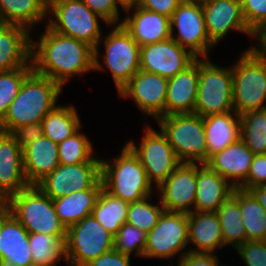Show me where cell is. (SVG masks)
I'll return each instance as SVG.
<instances>
[{"mask_svg": "<svg viewBox=\"0 0 266 266\" xmlns=\"http://www.w3.org/2000/svg\"><path fill=\"white\" fill-rule=\"evenodd\" d=\"M196 185L197 163H181L155 191L164 210L190 213L194 211Z\"/></svg>", "mask_w": 266, "mask_h": 266, "instance_id": "e0dca14e", "label": "cell"}, {"mask_svg": "<svg viewBox=\"0 0 266 266\" xmlns=\"http://www.w3.org/2000/svg\"><path fill=\"white\" fill-rule=\"evenodd\" d=\"M188 245L191 252L216 253L223 250L221 225L216 212L188 213Z\"/></svg>", "mask_w": 266, "mask_h": 266, "instance_id": "cb8c5ba5", "label": "cell"}, {"mask_svg": "<svg viewBox=\"0 0 266 266\" xmlns=\"http://www.w3.org/2000/svg\"><path fill=\"white\" fill-rule=\"evenodd\" d=\"M32 70L30 62L23 67L0 72V121L5 117L10 104L18 95L24 79Z\"/></svg>", "mask_w": 266, "mask_h": 266, "instance_id": "f35d334b", "label": "cell"}, {"mask_svg": "<svg viewBox=\"0 0 266 266\" xmlns=\"http://www.w3.org/2000/svg\"><path fill=\"white\" fill-rule=\"evenodd\" d=\"M234 187L207 164L197 163L194 211L216 212L234 191Z\"/></svg>", "mask_w": 266, "mask_h": 266, "instance_id": "d4e9b609", "label": "cell"}, {"mask_svg": "<svg viewBox=\"0 0 266 266\" xmlns=\"http://www.w3.org/2000/svg\"><path fill=\"white\" fill-rule=\"evenodd\" d=\"M197 57L171 37L140 47V69L167 79L190 66Z\"/></svg>", "mask_w": 266, "mask_h": 266, "instance_id": "2e32d148", "label": "cell"}, {"mask_svg": "<svg viewBox=\"0 0 266 266\" xmlns=\"http://www.w3.org/2000/svg\"><path fill=\"white\" fill-rule=\"evenodd\" d=\"M241 6L248 28L255 33L266 23V0H241Z\"/></svg>", "mask_w": 266, "mask_h": 266, "instance_id": "60d3db41", "label": "cell"}, {"mask_svg": "<svg viewBox=\"0 0 266 266\" xmlns=\"http://www.w3.org/2000/svg\"><path fill=\"white\" fill-rule=\"evenodd\" d=\"M82 127L71 137L58 144L59 162L61 165L79 164L83 162H101L96 157L93 142L81 132Z\"/></svg>", "mask_w": 266, "mask_h": 266, "instance_id": "8d00e7d4", "label": "cell"}, {"mask_svg": "<svg viewBox=\"0 0 266 266\" xmlns=\"http://www.w3.org/2000/svg\"><path fill=\"white\" fill-rule=\"evenodd\" d=\"M255 186H266V154L254 155L248 177L240 189L248 191Z\"/></svg>", "mask_w": 266, "mask_h": 266, "instance_id": "ee69618b", "label": "cell"}, {"mask_svg": "<svg viewBox=\"0 0 266 266\" xmlns=\"http://www.w3.org/2000/svg\"><path fill=\"white\" fill-rule=\"evenodd\" d=\"M94 13L99 15L108 25H119L122 16L115 0H81Z\"/></svg>", "mask_w": 266, "mask_h": 266, "instance_id": "7bdbcfd3", "label": "cell"}, {"mask_svg": "<svg viewBox=\"0 0 266 266\" xmlns=\"http://www.w3.org/2000/svg\"><path fill=\"white\" fill-rule=\"evenodd\" d=\"M22 150L24 172L29 185H36L60 165L58 144L44 135Z\"/></svg>", "mask_w": 266, "mask_h": 266, "instance_id": "4316f807", "label": "cell"}, {"mask_svg": "<svg viewBox=\"0 0 266 266\" xmlns=\"http://www.w3.org/2000/svg\"><path fill=\"white\" fill-rule=\"evenodd\" d=\"M144 127L139 144L129 139L126 144L139 157L149 181L157 188L181 162L160 128L157 131L148 123Z\"/></svg>", "mask_w": 266, "mask_h": 266, "instance_id": "30bf717a", "label": "cell"}, {"mask_svg": "<svg viewBox=\"0 0 266 266\" xmlns=\"http://www.w3.org/2000/svg\"><path fill=\"white\" fill-rule=\"evenodd\" d=\"M47 19L46 25L51 30L83 41L94 49L103 36L100 24L109 27L81 0H47Z\"/></svg>", "mask_w": 266, "mask_h": 266, "instance_id": "52a82bcc", "label": "cell"}, {"mask_svg": "<svg viewBox=\"0 0 266 266\" xmlns=\"http://www.w3.org/2000/svg\"><path fill=\"white\" fill-rule=\"evenodd\" d=\"M29 245L34 266H55L61 259L67 264L66 241L57 236L29 233Z\"/></svg>", "mask_w": 266, "mask_h": 266, "instance_id": "e575fe53", "label": "cell"}, {"mask_svg": "<svg viewBox=\"0 0 266 266\" xmlns=\"http://www.w3.org/2000/svg\"><path fill=\"white\" fill-rule=\"evenodd\" d=\"M126 13L121 25L140 47L171 37L170 18L167 16L140 6Z\"/></svg>", "mask_w": 266, "mask_h": 266, "instance_id": "ffe728a7", "label": "cell"}, {"mask_svg": "<svg viewBox=\"0 0 266 266\" xmlns=\"http://www.w3.org/2000/svg\"><path fill=\"white\" fill-rule=\"evenodd\" d=\"M170 29L171 38L197 58H209L210 50L215 48L208 36L199 1L183 0L170 18Z\"/></svg>", "mask_w": 266, "mask_h": 266, "instance_id": "4fadbf2b", "label": "cell"}, {"mask_svg": "<svg viewBox=\"0 0 266 266\" xmlns=\"http://www.w3.org/2000/svg\"><path fill=\"white\" fill-rule=\"evenodd\" d=\"M203 123L207 143V162L212 155L240 139L241 120L234 111L204 117Z\"/></svg>", "mask_w": 266, "mask_h": 266, "instance_id": "83f0119b", "label": "cell"}, {"mask_svg": "<svg viewBox=\"0 0 266 266\" xmlns=\"http://www.w3.org/2000/svg\"><path fill=\"white\" fill-rule=\"evenodd\" d=\"M16 140V143L23 149L28 144L37 141L43 134L42 123H30L26 126H20L10 133Z\"/></svg>", "mask_w": 266, "mask_h": 266, "instance_id": "bcb514c9", "label": "cell"}, {"mask_svg": "<svg viewBox=\"0 0 266 266\" xmlns=\"http://www.w3.org/2000/svg\"><path fill=\"white\" fill-rule=\"evenodd\" d=\"M109 27L111 31L103 33L94 49V71L108 70L119 92L140 70V46L121 24Z\"/></svg>", "mask_w": 266, "mask_h": 266, "instance_id": "277c9868", "label": "cell"}, {"mask_svg": "<svg viewBox=\"0 0 266 266\" xmlns=\"http://www.w3.org/2000/svg\"><path fill=\"white\" fill-rule=\"evenodd\" d=\"M101 180V162L59 165L36 186L52 200L93 188Z\"/></svg>", "mask_w": 266, "mask_h": 266, "instance_id": "5bb4252c", "label": "cell"}, {"mask_svg": "<svg viewBox=\"0 0 266 266\" xmlns=\"http://www.w3.org/2000/svg\"><path fill=\"white\" fill-rule=\"evenodd\" d=\"M114 236L90 214L67 229V266H86L114 249Z\"/></svg>", "mask_w": 266, "mask_h": 266, "instance_id": "8fae6325", "label": "cell"}, {"mask_svg": "<svg viewBox=\"0 0 266 266\" xmlns=\"http://www.w3.org/2000/svg\"><path fill=\"white\" fill-rule=\"evenodd\" d=\"M231 67L234 112L240 116L266 108V58L249 46Z\"/></svg>", "mask_w": 266, "mask_h": 266, "instance_id": "8992f818", "label": "cell"}, {"mask_svg": "<svg viewBox=\"0 0 266 266\" xmlns=\"http://www.w3.org/2000/svg\"><path fill=\"white\" fill-rule=\"evenodd\" d=\"M11 214L29 233L57 236L66 241L67 229L56 214L53 201L36 185H30L5 201Z\"/></svg>", "mask_w": 266, "mask_h": 266, "instance_id": "5b68a950", "label": "cell"}, {"mask_svg": "<svg viewBox=\"0 0 266 266\" xmlns=\"http://www.w3.org/2000/svg\"><path fill=\"white\" fill-rule=\"evenodd\" d=\"M156 123L181 163H207L203 117L197 113H176L162 116Z\"/></svg>", "mask_w": 266, "mask_h": 266, "instance_id": "ba28073f", "label": "cell"}, {"mask_svg": "<svg viewBox=\"0 0 266 266\" xmlns=\"http://www.w3.org/2000/svg\"><path fill=\"white\" fill-rule=\"evenodd\" d=\"M131 256L122 254L115 249L103 253L86 266H132Z\"/></svg>", "mask_w": 266, "mask_h": 266, "instance_id": "7dc6e473", "label": "cell"}, {"mask_svg": "<svg viewBox=\"0 0 266 266\" xmlns=\"http://www.w3.org/2000/svg\"><path fill=\"white\" fill-rule=\"evenodd\" d=\"M188 251V213L164 210L156 226L147 233L144 259L168 261L177 255L179 260Z\"/></svg>", "mask_w": 266, "mask_h": 266, "instance_id": "7c38bea8", "label": "cell"}, {"mask_svg": "<svg viewBox=\"0 0 266 266\" xmlns=\"http://www.w3.org/2000/svg\"><path fill=\"white\" fill-rule=\"evenodd\" d=\"M0 261L5 266H34L29 232L12 214L0 230Z\"/></svg>", "mask_w": 266, "mask_h": 266, "instance_id": "603a6c76", "label": "cell"}, {"mask_svg": "<svg viewBox=\"0 0 266 266\" xmlns=\"http://www.w3.org/2000/svg\"><path fill=\"white\" fill-rule=\"evenodd\" d=\"M150 195L143 200L135 201L129 204L126 222L134 225L146 233L150 232L158 223V220L164 211L160 200L157 197L158 204L151 202Z\"/></svg>", "mask_w": 266, "mask_h": 266, "instance_id": "74e56055", "label": "cell"}, {"mask_svg": "<svg viewBox=\"0 0 266 266\" xmlns=\"http://www.w3.org/2000/svg\"><path fill=\"white\" fill-rule=\"evenodd\" d=\"M253 157L251 150L239 139L212 155L206 164L234 188H240L248 177Z\"/></svg>", "mask_w": 266, "mask_h": 266, "instance_id": "44dd1931", "label": "cell"}, {"mask_svg": "<svg viewBox=\"0 0 266 266\" xmlns=\"http://www.w3.org/2000/svg\"><path fill=\"white\" fill-rule=\"evenodd\" d=\"M11 215L10 208L5 201H0V230L3 222Z\"/></svg>", "mask_w": 266, "mask_h": 266, "instance_id": "f5cc1de1", "label": "cell"}, {"mask_svg": "<svg viewBox=\"0 0 266 266\" xmlns=\"http://www.w3.org/2000/svg\"><path fill=\"white\" fill-rule=\"evenodd\" d=\"M29 186L22 148L10 133L0 131V201H6Z\"/></svg>", "mask_w": 266, "mask_h": 266, "instance_id": "d6986e66", "label": "cell"}, {"mask_svg": "<svg viewBox=\"0 0 266 266\" xmlns=\"http://www.w3.org/2000/svg\"><path fill=\"white\" fill-rule=\"evenodd\" d=\"M44 136L59 144L82 127L78 110L72 104L58 105L41 121Z\"/></svg>", "mask_w": 266, "mask_h": 266, "instance_id": "4dcf8cb0", "label": "cell"}, {"mask_svg": "<svg viewBox=\"0 0 266 266\" xmlns=\"http://www.w3.org/2000/svg\"><path fill=\"white\" fill-rule=\"evenodd\" d=\"M5 25V22L2 19L1 13H0V29Z\"/></svg>", "mask_w": 266, "mask_h": 266, "instance_id": "db71d44e", "label": "cell"}, {"mask_svg": "<svg viewBox=\"0 0 266 266\" xmlns=\"http://www.w3.org/2000/svg\"><path fill=\"white\" fill-rule=\"evenodd\" d=\"M255 46L251 48L261 57L266 58V23L254 33Z\"/></svg>", "mask_w": 266, "mask_h": 266, "instance_id": "681fc988", "label": "cell"}, {"mask_svg": "<svg viewBox=\"0 0 266 266\" xmlns=\"http://www.w3.org/2000/svg\"><path fill=\"white\" fill-rule=\"evenodd\" d=\"M266 212V186H255L248 190Z\"/></svg>", "mask_w": 266, "mask_h": 266, "instance_id": "f907efd6", "label": "cell"}, {"mask_svg": "<svg viewBox=\"0 0 266 266\" xmlns=\"http://www.w3.org/2000/svg\"><path fill=\"white\" fill-rule=\"evenodd\" d=\"M216 213L221 225L224 247L231 246L236 249L247 242L240 203L233 195L219 206Z\"/></svg>", "mask_w": 266, "mask_h": 266, "instance_id": "836d02e7", "label": "cell"}, {"mask_svg": "<svg viewBox=\"0 0 266 266\" xmlns=\"http://www.w3.org/2000/svg\"><path fill=\"white\" fill-rule=\"evenodd\" d=\"M195 1H199L202 4V3L211 2V1H214V0H195Z\"/></svg>", "mask_w": 266, "mask_h": 266, "instance_id": "11a10c76", "label": "cell"}, {"mask_svg": "<svg viewBox=\"0 0 266 266\" xmlns=\"http://www.w3.org/2000/svg\"><path fill=\"white\" fill-rule=\"evenodd\" d=\"M183 0H142L140 7L171 18Z\"/></svg>", "mask_w": 266, "mask_h": 266, "instance_id": "c3c4849f", "label": "cell"}, {"mask_svg": "<svg viewBox=\"0 0 266 266\" xmlns=\"http://www.w3.org/2000/svg\"><path fill=\"white\" fill-rule=\"evenodd\" d=\"M240 139L254 155L266 154V108L240 115Z\"/></svg>", "mask_w": 266, "mask_h": 266, "instance_id": "d590c367", "label": "cell"}, {"mask_svg": "<svg viewBox=\"0 0 266 266\" xmlns=\"http://www.w3.org/2000/svg\"><path fill=\"white\" fill-rule=\"evenodd\" d=\"M102 188L103 182L101 179L91 189L75 191L52 200L56 214L66 229L92 214Z\"/></svg>", "mask_w": 266, "mask_h": 266, "instance_id": "f1b7e54d", "label": "cell"}, {"mask_svg": "<svg viewBox=\"0 0 266 266\" xmlns=\"http://www.w3.org/2000/svg\"><path fill=\"white\" fill-rule=\"evenodd\" d=\"M101 179L108 193L128 203L156 194L139 157L126 143L117 157L101 158Z\"/></svg>", "mask_w": 266, "mask_h": 266, "instance_id": "3957f363", "label": "cell"}, {"mask_svg": "<svg viewBox=\"0 0 266 266\" xmlns=\"http://www.w3.org/2000/svg\"><path fill=\"white\" fill-rule=\"evenodd\" d=\"M199 83V58L168 79L165 116L194 113Z\"/></svg>", "mask_w": 266, "mask_h": 266, "instance_id": "7402d4cb", "label": "cell"}, {"mask_svg": "<svg viewBox=\"0 0 266 266\" xmlns=\"http://www.w3.org/2000/svg\"><path fill=\"white\" fill-rule=\"evenodd\" d=\"M167 85V78L140 69L117 94L133 100L145 120L150 117L157 121L165 116Z\"/></svg>", "mask_w": 266, "mask_h": 266, "instance_id": "9a60e30c", "label": "cell"}, {"mask_svg": "<svg viewBox=\"0 0 266 266\" xmlns=\"http://www.w3.org/2000/svg\"><path fill=\"white\" fill-rule=\"evenodd\" d=\"M129 204L102 188L92 215L113 236L126 223Z\"/></svg>", "mask_w": 266, "mask_h": 266, "instance_id": "d6a6232c", "label": "cell"}, {"mask_svg": "<svg viewBox=\"0 0 266 266\" xmlns=\"http://www.w3.org/2000/svg\"><path fill=\"white\" fill-rule=\"evenodd\" d=\"M234 111L232 67L199 58V83L194 113L201 117Z\"/></svg>", "mask_w": 266, "mask_h": 266, "instance_id": "9c48e42d", "label": "cell"}, {"mask_svg": "<svg viewBox=\"0 0 266 266\" xmlns=\"http://www.w3.org/2000/svg\"><path fill=\"white\" fill-rule=\"evenodd\" d=\"M246 266H266V240L247 241L235 249Z\"/></svg>", "mask_w": 266, "mask_h": 266, "instance_id": "b9f144b4", "label": "cell"}, {"mask_svg": "<svg viewBox=\"0 0 266 266\" xmlns=\"http://www.w3.org/2000/svg\"><path fill=\"white\" fill-rule=\"evenodd\" d=\"M240 203L247 241L266 240V212L247 190L235 188L232 194Z\"/></svg>", "mask_w": 266, "mask_h": 266, "instance_id": "1f68e13d", "label": "cell"}, {"mask_svg": "<svg viewBox=\"0 0 266 266\" xmlns=\"http://www.w3.org/2000/svg\"><path fill=\"white\" fill-rule=\"evenodd\" d=\"M0 13L5 24L19 25L32 33L35 26L46 24L47 0H0Z\"/></svg>", "mask_w": 266, "mask_h": 266, "instance_id": "f546056e", "label": "cell"}, {"mask_svg": "<svg viewBox=\"0 0 266 266\" xmlns=\"http://www.w3.org/2000/svg\"><path fill=\"white\" fill-rule=\"evenodd\" d=\"M63 87L49 77L32 70L24 79L18 95L0 121V131L11 133L20 126L40 123L59 104Z\"/></svg>", "mask_w": 266, "mask_h": 266, "instance_id": "7a4b0ae2", "label": "cell"}, {"mask_svg": "<svg viewBox=\"0 0 266 266\" xmlns=\"http://www.w3.org/2000/svg\"><path fill=\"white\" fill-rule=\"evenodd\" d=\"M219 256L216 253H203L188 251L179 260L177 266H221Z\"/></svg>", "mask_w": 266, "mask_h": 266, "instance_id": "f6af8a7d", "label": "cell"}, {"mask_svg": "<svg viewBox=\"0 0 266 266\" xmlns=\"http://www.w3.org/2000/svg\"><path fill=\"white\" fill-rule=\"evenodd\" d=\"M38 40L31 36V63L38 74L63 88L70 78L94 71V48L89 44L51 30L47 25ZM34 39V40H33Z\"/></svg>", "mask_w": 266, "mask_h": 266, "instance_id": "6da1fadb", "label": "cell"}, {"mask_svg": "<svg viewBox=\"0 0 266 266\" xmlns=\"http://www.w3.org/2000/svg\"><path fill=\"white\" fill-rule=\"evenodd\" d=\"M202 8L208 36L215 46L233 30L254 39L243 17L241 0H214L202 3Z\"/></svg>", "mask_w": 266, "mask_h": 266, "instance_id": "ac0fdd59", "label": "cell"}, {"mask_svg": "<svg viewBox=\"0 0 266 266\" xmlns=\"http://www.w3.org/2000/svg\"><path fill=\"white\" fill-rule=\"evenodd\" d=\"M31 33L19 25L5 24L0 29V72L23 67L31 62Z\"/></svg>", "mask_w": 266, "mask_h": 266, "instance_id": "484cf974", "label": "cell"}, {"mask_svg": "<svg viewBox=\"0 0 266 266\" xmlns=\"http://www.w3.org/2000/svg\"><path fill=\"white\" fill-rule=\"evenodd\" d=\"M142 0H115L117 7L122 9V12H128L140 6Z\"/></svg>", "mask_w": 266, "mask_h": 266, "instance_id": "816d5d0a", "label": "cell"}, {"mask_svg": "<svg viewBox=\"0 0 266 266\" xmlns=\"http://www.w3.org/2000/svg\"><path fill=\"white\" fill-rule=\"evenodd\" d=\"M114 249L118 252L138 258H144L147 233L132 224L124 223L114 236Z\"/></svg>", "mask_w": 266, "mask_h": 266, "instance_id": "ab89813d", "label": "cell"}]
</instances>
